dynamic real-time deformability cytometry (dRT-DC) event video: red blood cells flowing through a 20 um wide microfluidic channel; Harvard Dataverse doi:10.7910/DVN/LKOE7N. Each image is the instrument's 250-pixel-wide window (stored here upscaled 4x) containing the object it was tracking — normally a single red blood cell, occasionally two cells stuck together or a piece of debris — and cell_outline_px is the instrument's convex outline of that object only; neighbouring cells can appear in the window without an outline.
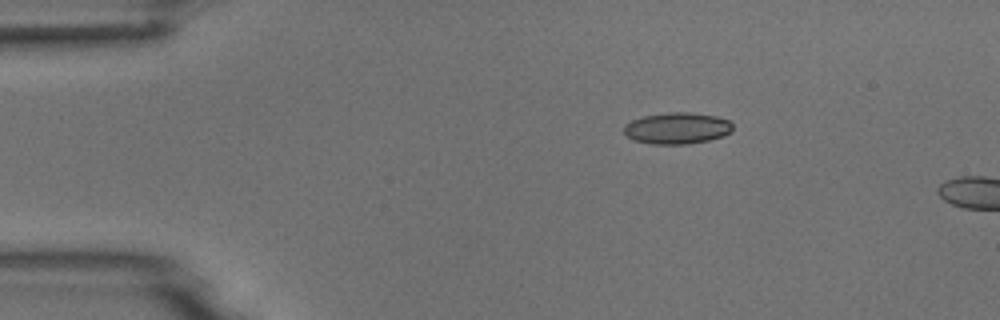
{"species": "common noctule bat (a hibernating species)", "species_latin": "Nyctalus noctula", "temperature_condition": "room temperature", "stored_images_in_passage": 4, "camera_frame_rate_fps": 3000, "um_per_image_px": 0.085, "animal": {"sex": "male", "body_mass_g": 18.8}, "frame": {"image": 1, "passage_image": 2, "time_ms": 1.333, "image_size_px": [1000, 320], "cell_outline_px": [[732, 132], [724, 136], [708, 140], [688, 144], [652, 144], [632, 140], [624, 132], [624, 124], [632, 120], [644, 116], [668, 112], [692, 112], [716, 116], [728, 120], [732, 124]], "centroid_in_image_um": [57.56, 10.9], "position_along_channel_um": 27.4, "area_um2": 20.06}}